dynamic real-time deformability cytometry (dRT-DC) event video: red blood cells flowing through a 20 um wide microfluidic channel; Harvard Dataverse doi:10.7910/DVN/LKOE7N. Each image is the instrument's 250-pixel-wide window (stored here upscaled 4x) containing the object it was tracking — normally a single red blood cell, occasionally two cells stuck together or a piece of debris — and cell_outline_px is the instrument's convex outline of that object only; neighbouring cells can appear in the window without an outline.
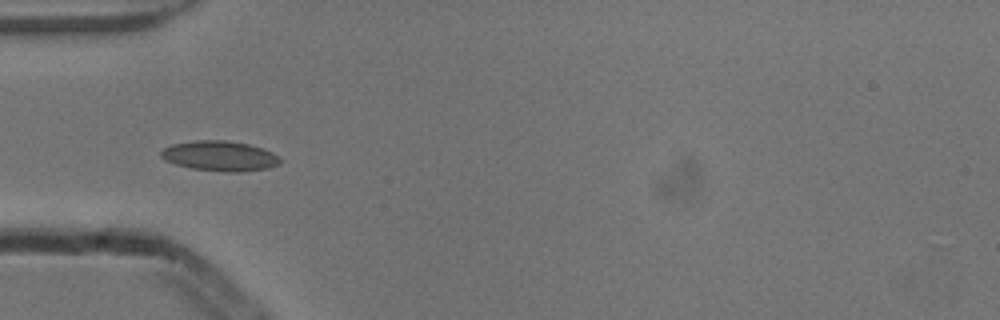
{"species": "common noctule bat (a hibernating species)", "species_latin": "Nyctalus noctula", "temperature_condition": "cold", "stored_images_in_passage": 3, "camera_frame_rate_fps": 3000, "um_per_image_px": 0.085, "animal": {"sex": "male", "body_mass_g": 13.3}, "frame": {"image": 1, "passage_image": 1, "time_ms": 0.0, "image_size_px": [1000, 320], "cell_outline_px": [[284, 160], [280, 164], [268, 168], [240, 172], [228, 172], [192, 168], [176, 164], [164, 160], [160, 156], [160, 152], [164, 148], [172, 144], [196, 140], [224, 140], [248, 144], [272, 152], [280, 156]], "centroid_in_image_um": [18.71, 13.26], "position_along_channel_um": 66.3, "area_um2": 20.92}}
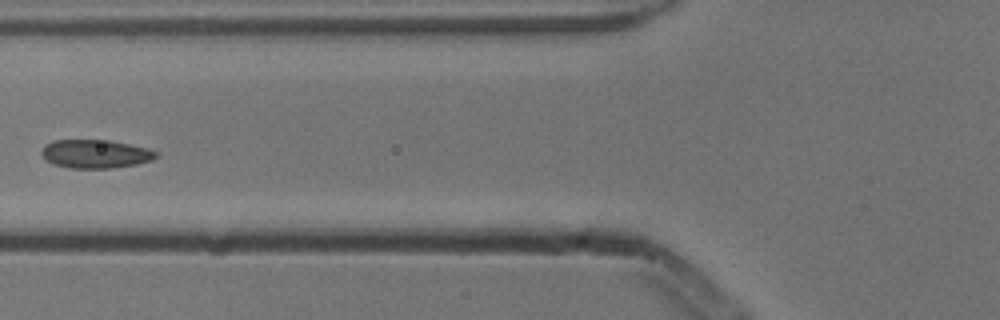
{"frame": {"image": 2, "passage_image": 2, "time_ms": 0.333, "image_size_px": [1000, 320], "cell_outline_px": [[160, 156], [152, 160], [136, 164], [112, 168], [68, 168], [56, 164], [48, 160], [40, 152], [44, 144], [52, 140], [108, 140], [148, 148], [160, 152]], "centroid_in_image_um": [8.15, 13.07], "position_along_channel_um": 117.6, "area_um2": 19.07}}
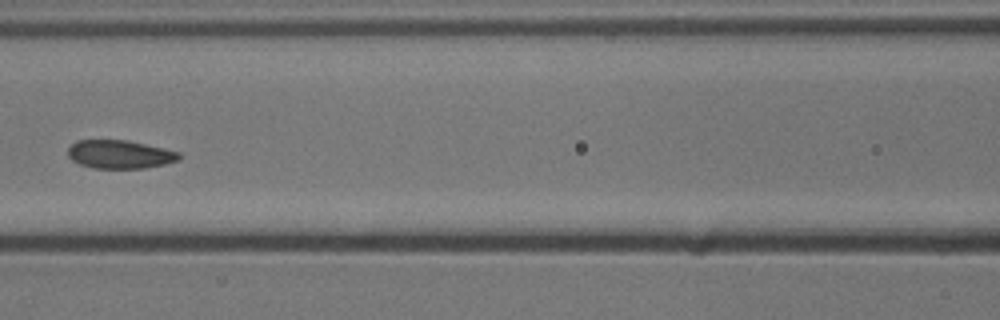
{"frame": {"image": 3, "passage_image": 3, "time_ms": 0.667, "image_size_px": [1000, 320], "cell_outline_px": [[180, 160], [164, 164], [144, 168], [92, 168], [80, 164], [72, 160], [68, 156], [68, 148], [76, 140], [128, 140], [180, 152]], "centroid_in_image_um": [10.17, 13.11], "position_along_channel_um": 156.4, "area_um2": 18.38}}